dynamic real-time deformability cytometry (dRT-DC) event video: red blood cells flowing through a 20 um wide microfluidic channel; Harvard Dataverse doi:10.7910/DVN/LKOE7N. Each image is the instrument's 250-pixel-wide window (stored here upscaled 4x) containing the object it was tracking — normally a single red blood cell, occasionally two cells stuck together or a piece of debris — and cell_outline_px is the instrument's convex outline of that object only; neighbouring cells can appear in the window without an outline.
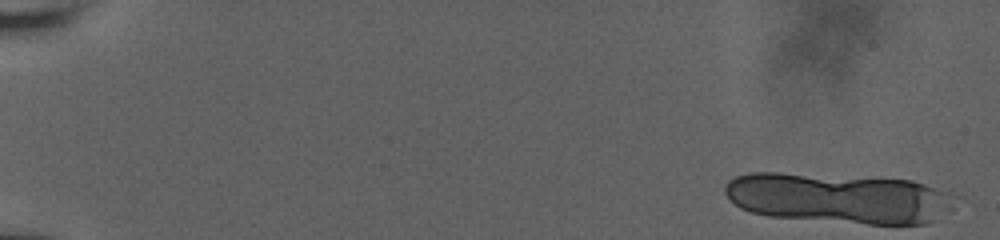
{"species": "human", "species_latin": "Homo sapiens", "temperature_condition": "room temperature", "stored_images_in_passage": 14, "camera_frame_rate_fps": 3000, "um_per_image_px": 0.085, "donor": {"sex": "male"}, "frame": {"image": 1, "passage_image": 1, "time_ms": 0.0, "image_size_px": [1000, 240], "cell_outline_px": [[940, 192], [936, 220], [924, 224], [868, 224], [768, 216], [752, 212], [740, 208], [724, 192], [724, 184], [728, 180], [736, 176], [748, 172], [780, 172], [912, 180], [924, 184]], "centroid_in_image_um": [70.94, 16.82], "position_along_channel_um": 14.1, "area_um2": 65.08}}